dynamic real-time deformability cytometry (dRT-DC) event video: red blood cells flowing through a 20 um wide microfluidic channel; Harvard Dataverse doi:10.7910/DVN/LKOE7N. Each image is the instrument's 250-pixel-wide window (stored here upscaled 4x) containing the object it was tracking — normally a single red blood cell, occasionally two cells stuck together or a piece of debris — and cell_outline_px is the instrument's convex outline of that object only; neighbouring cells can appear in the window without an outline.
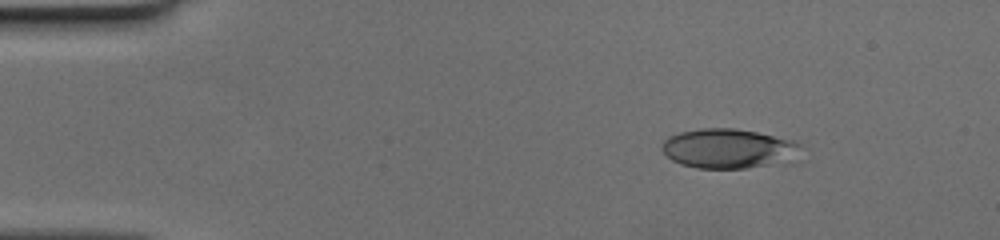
{"species": "human", "species_latin": "Homo sapiens", "temperature_condition": "cold", "stored_images_in_passage": 44, "camera_frame_rate_fps": 3000, "um_per_image_px": 0.085, "donor": {"sex": "female"}, "frame": {"image": 1, "passage_image": 1, "time_ms": 0.0, "image_size_px": [1000, 240], "cell_outline_px": [[800, 144], [772, 160], [764, 164], [744, 168], [696, 168], [680, 164], [672, 160], [660, 148], [664, 140], [668, 136], [680, 132], [700, 128], [736, 128], [756, 132], [792, 140]], "centroid_in_image_um": [61.58, 12.58], "position_along_channel_um": 23.4, "area_um2": 30.06}}
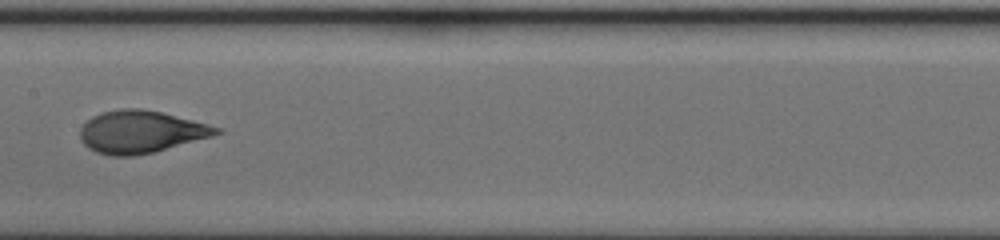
{"frame": {"image": 2, "passage_image": 20, "time_ms": 6.333, "image_size_px": [1000, 240], "cell_outline_px": [[224, 132], [212, 136], [152, 152], [132, 156], [112, 156], [96, 152], [88, 148], [80, 140], [80, 128], [92, 116], [104, 112], [120, 108], [140, 108], [160, 112], [208, 124], [220, 128]], "centroid_in_image_um": [11.94, 11.2], "position_along_channel_um": 195.5, "area_um2": 33.35}}
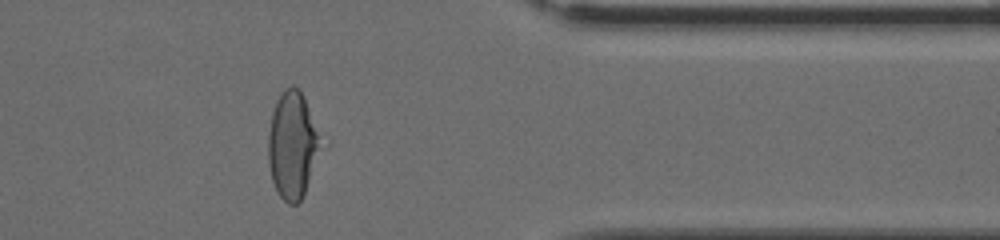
{"frame": {"image": 3, "passage_image": 35, "time_ms": 11.333, "image_size_px": [1000, 240], "cell_outline_px": [[328, 144], [300, 200], [296, 204], [288, 204], [276, 192], [272, 180], [268, 164], [268, 136], [272, 112], [276, 100], [280, 92], [284, 88], [292, 84], [300, 88]], "centroid_in_image_um": [24.95, 12.29], "position_along_channel_um": 386.4, "area_um2": 34.51}}